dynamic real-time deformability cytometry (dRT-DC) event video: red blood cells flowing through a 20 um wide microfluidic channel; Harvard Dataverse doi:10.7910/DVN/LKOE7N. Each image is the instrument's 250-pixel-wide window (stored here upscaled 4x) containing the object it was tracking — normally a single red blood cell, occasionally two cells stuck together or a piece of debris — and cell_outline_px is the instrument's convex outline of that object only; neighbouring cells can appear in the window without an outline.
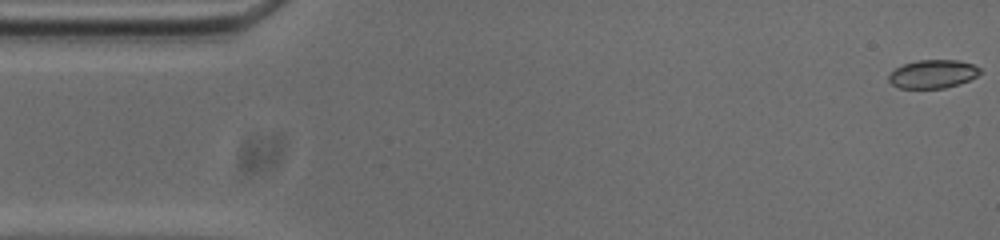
{"species": "common noctule bat (a hibernating species)", "species_latin": "Nyctalus noctula", "temperature_condition": "cold", "stored_images_in_passage": 54, "camera_frame_rate_fps": 3000, "um_per_image_px": 0.085, "animal": {"sex": "male", "body_mass_g": 20.0, "forearm_length_mm": 53.3}, "frame": {"image": 1, "passage_image": 1, "time_ms": 0.0, "image_size_px": [1000, 240], "cell_outline_px": [[980, 72], [976, 76], [960, 84], [944, 88], [900, 88], [892, 84], [888, 80], [888, 76], [896, 68], [904, 64], [916, 60], [960, 60], [972, 64], [980, 68]], "centroid_in_image_um": [79.29, 6.29], "position_along_channel_um": 5.7, "area_um2": 15.03}}
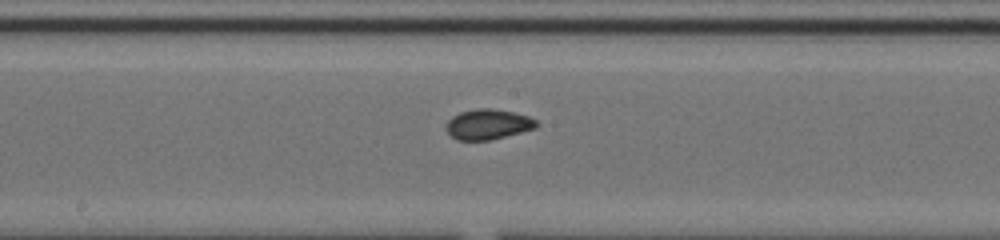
{"frame": {"image": 2, "passage_image": 27, "time_ms": 8.667, "image_size_px": [1000, 240], "cell_outline_px": [[540, 124], [536, 128], [488, 140], [456, 140], [444, 128], [448, 120], [452, 116], [460, 112], [476, 108], [492, 108], [512, 112], [528, 116], [536, 120]], "centroid_in_image_um": [41.46, 10.56], "position_along_channel_um": 206.7, "area_um2": 15.9}}
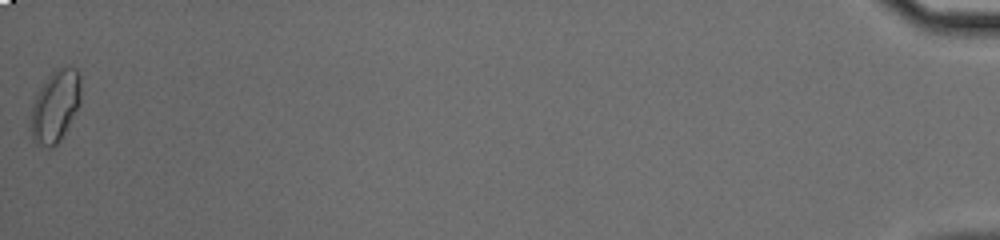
{"frame": {"image": 3, "passage_image": 54, "time_ms": 17.667, "image_size_px": [1000, 240], "cell_outline_px": [[80, 104], [60, 140], [52, 148], [48, 148], [36, 144], [32, 140], [28, 128], [32, 104], [40, 88], [48, 76], [56, 68], [68, 64], [72, 64], [80, 72]], "centroid_in_image_um": [4.68, 9.01], "position_along_channel_um": 430.5, "area_um2": 21.56}, "authors_computed_cell_mechanics": {"area_um2": 15.6349, "velocity_mm_per_s": 3.7233, "shape_relaxation_time_tau1_ms": null, "shape_relaxation_time_tau2_ms": 1.0914, "deformation_change_tau1": null, "deformation_change_tau2": 0.0485}}